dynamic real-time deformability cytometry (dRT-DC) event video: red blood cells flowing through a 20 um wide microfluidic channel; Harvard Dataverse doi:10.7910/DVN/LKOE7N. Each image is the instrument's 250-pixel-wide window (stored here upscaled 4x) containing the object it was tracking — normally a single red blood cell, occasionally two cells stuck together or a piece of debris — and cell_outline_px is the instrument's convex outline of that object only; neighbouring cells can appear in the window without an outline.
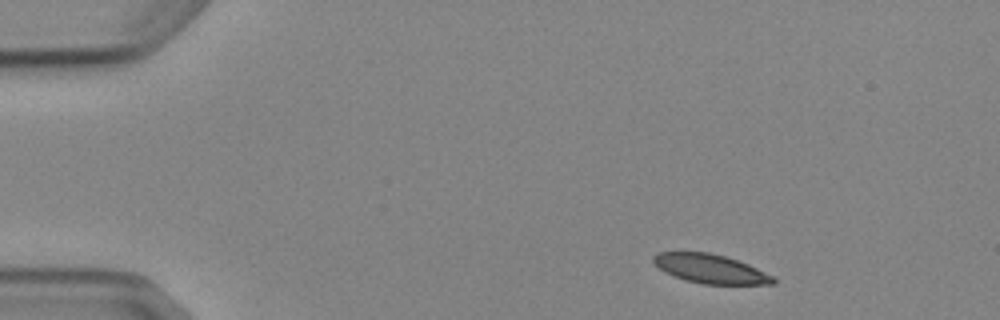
{"species": "Egyptian fruit bat (a non-hibernating species)", "species_latin": "Rousettus aegyptiacus", "temperature_condition": "cold", "stored_images_in_passage": 4, "camera_frame_rate_fps": 3000, "um_per_image_px": 0.085, "animal": {"sex": "female"}, "frame": {"image": 1, "passage_image": 1, "time_ms": 0.0, "image_size_px": [1000, 320], "cell_outline_px": [[776, 284], [704, 284], [688, 280], [664, 272], [652, 260], [652, 256], [656, 252], [708, 252], [724, 256], [748, 264], [772, 276], [776, 280]], "centroid_in_image_um": [60.37, 22.84], "position_along_channel_um": 24.6, "area_um2": 19.94}}
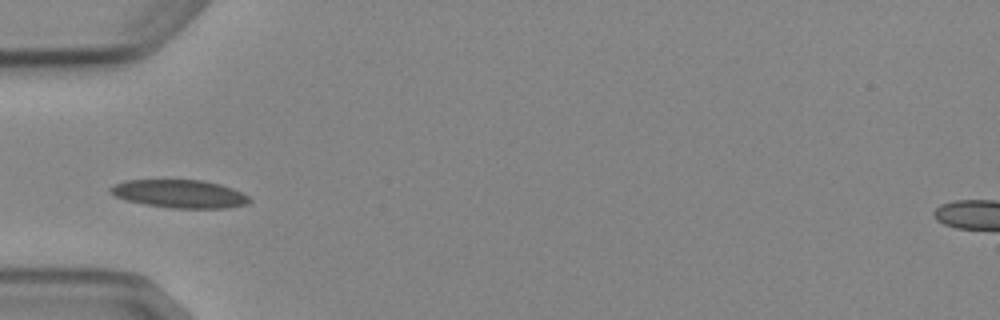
{"frame": {"image": 2, "passage_image": 4, "time_ms": 3.333, "image_size_px": [1000, 320], "cell_outline_px": [[252, 200], [248, 204], [228, 208], [172, 208], [144, 204], [124, 200], [108, 192], [108, 188], [112, 184], [124, 180], [204, 180], [220, 184], [232, 188], [248, 196]], "centroid_in_image_um": [15.23, 16.47], "position_along_channel_um": 69.8, "area_um2": 23.0}}